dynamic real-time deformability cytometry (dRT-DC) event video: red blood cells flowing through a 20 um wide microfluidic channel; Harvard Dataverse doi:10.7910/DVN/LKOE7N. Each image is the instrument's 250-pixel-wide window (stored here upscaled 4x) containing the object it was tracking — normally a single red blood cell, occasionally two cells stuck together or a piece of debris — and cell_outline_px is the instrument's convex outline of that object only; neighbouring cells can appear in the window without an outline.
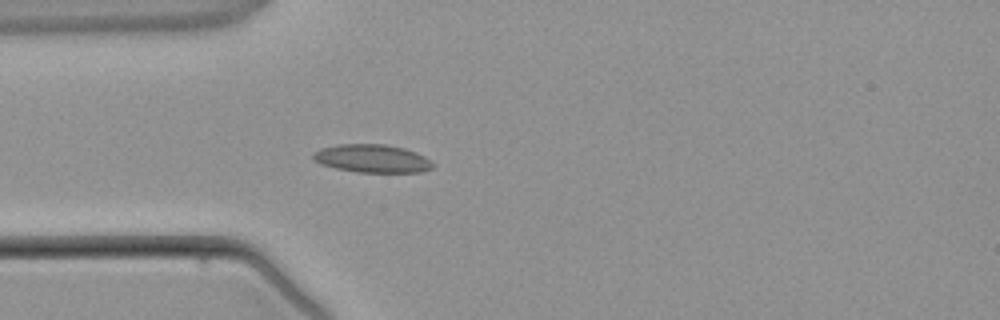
{"species": "common noctule bat (a hibernating species)", "species_latin": "Nyctalus noctula", "temperature_condition": "warm", "stored_images_in_passage": 4, "camera_frame_rate_fps": 3000, "um_per_image_px": 0.085, "animal": {"sex": "male", "body_mass_g": 21.5, "forearm_length_mm": 52.0}, "frame": {"image": 1, "passage_image": 4, "time_ms": 3.667, "image_size_px": [1000, 320], "cell_outline_px": [[436, 164], [432, 168], [420, 172], [356, 172], [336, 168], [320, 164], [312, 160], [312, 156], [320, 148], [336, 144], [384, 144], [404, 148], [416, 152], [424, 156]], "centroid_in_image_um": [31.63, 13.47], "position_along_channel_um": 53.4, "area_um2": 19.71}}